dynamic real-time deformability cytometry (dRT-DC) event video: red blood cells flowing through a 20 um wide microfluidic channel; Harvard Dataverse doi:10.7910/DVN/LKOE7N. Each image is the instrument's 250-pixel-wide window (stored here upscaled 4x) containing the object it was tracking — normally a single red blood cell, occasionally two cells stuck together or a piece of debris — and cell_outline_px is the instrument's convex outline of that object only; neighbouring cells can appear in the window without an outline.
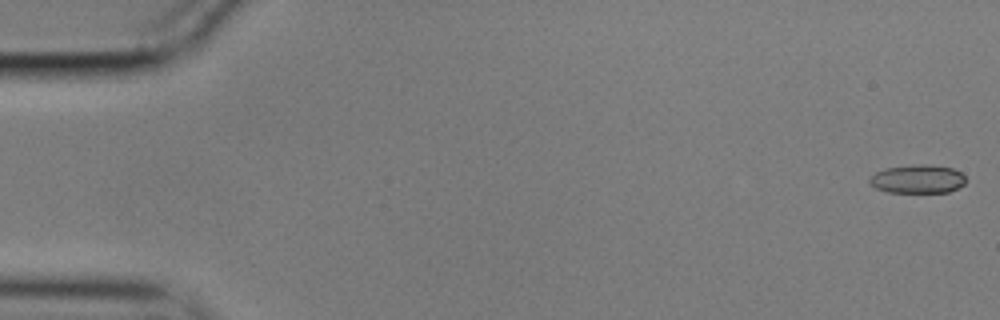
{"species": "common noctule bat (a hibernating species)", "species_latin": "Nyctalus noctula", "temperature_condition": "cold", "stored_images_in_passage": 15, "camera_frame_rate_fps": 3000, "um_per_image_px": 0.085, "animal": {"sex": "male", "body_mass_g": 17.9}, "frame": {"image": 1, "passage_image": 1, "time_ms": 0.0, "image_size_px": [1000, 320], "cell_outline_px": [[964, 184], [948, 192], [888, 192], [876, 188], [868, 180], [876, 172], [884, 168], [920, 164], [952, 168], [960, 172], [964, 176]], "centroid_in_image_um": [77.98, 15.22], "position_along_channel_um": 7.0, "area_um2": 15.66}}
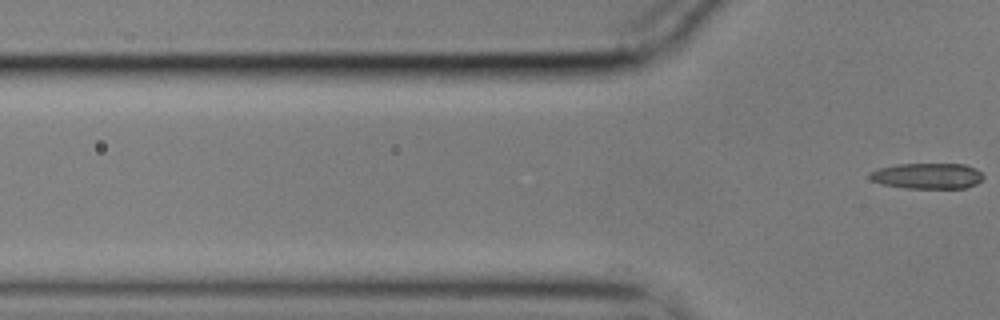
{"frame": {"image": 2, "passage_image": 15, "time_ms": 4.667, "image_size_px": [1000, 320], "cell_outline_px": [[984, 176], [976, 184], [964, 188], [904, 188], [884, 184], [872, 180], [868, 176], [872, 172], [880, 168], [896, 164], [964, 164], [976, 168]], "centroid_in_image_um": [78.85, 14.95], "position_along_channel_um": 46.9, "area_um2": 16.88}}